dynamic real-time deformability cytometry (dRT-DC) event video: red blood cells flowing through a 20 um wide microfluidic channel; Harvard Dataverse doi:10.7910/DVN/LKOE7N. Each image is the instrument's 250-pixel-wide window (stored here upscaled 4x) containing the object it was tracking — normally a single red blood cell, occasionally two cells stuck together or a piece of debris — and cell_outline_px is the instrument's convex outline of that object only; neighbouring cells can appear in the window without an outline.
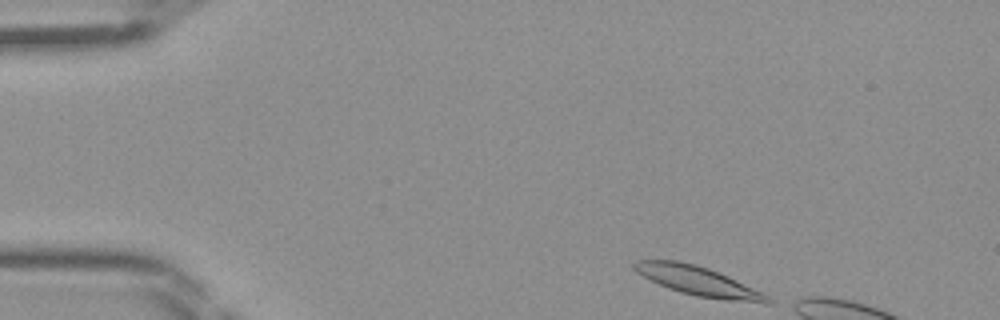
{"species": "Egyptian fruit bat (a non-hibernating species)", "species_latin": "Rousettus aegyptiacus", "temperature_condition": "room temperature", "stored_images_in_passage": 7, "camera_frame_rate_fps": 3000, "um_per_image_px": 0.085, "frame": {"image": 1, "passage_image": 1, "time_ms": 0.0, "image_size_px": [1000, 320], "cell_outline_px": [[776, 304], [768, 304], [728, 300], [696, 296], [680, 292], [668, 288], [636, 272], [632, 268], [632, 264], [636, 260], [680, 260], [696, 264], [708, 268], [728, 276], [764, 292]], "centroid_in_image_um": [59.4, 23.89], "position_along_channel_um": 25.6, "area_um2": 22.83}}